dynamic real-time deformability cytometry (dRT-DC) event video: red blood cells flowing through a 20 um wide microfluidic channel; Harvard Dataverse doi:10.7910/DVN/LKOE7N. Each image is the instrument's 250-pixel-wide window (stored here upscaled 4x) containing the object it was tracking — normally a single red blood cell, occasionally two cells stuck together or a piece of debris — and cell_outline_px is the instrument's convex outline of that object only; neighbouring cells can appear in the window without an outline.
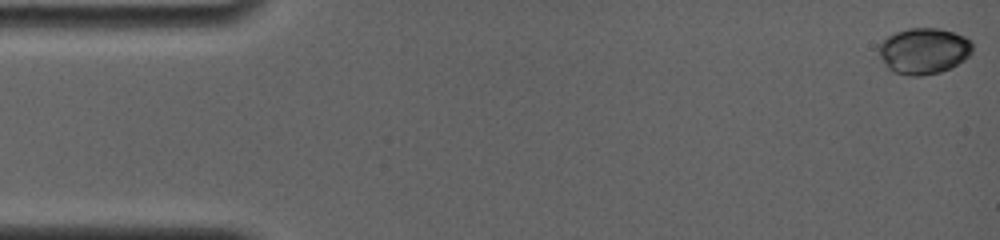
{"species": "common noctule bat (a hibernating species)", "species_latin": "Nyctalus noctula", "temperature_condition": "room temperature", "stored_images_in_passage": 71, "camera_frame_rate_fps": 4000, "um_per_image_px": 0.085, "animal": {"sex": "female", "body_mass_g": 19.0, "forearm_length_mm": 56.7}, "frame": {"image": 1, "passage_image": 1, "time_ms": 0.0, "image_size_px": [1000, 240], "cell_outline_px": [[972, 52], [964, 60], [940, 72], [920, 76], [908, 76], [892, 72], [888, 68], [880, 56], [880, 44], [888, 36], [896, 32], [908, 28], [940, 28], [964, 36], [972, 44]], "centroid_in_image_um": [78.51, 4.33], "position_along_channel_um": 6.5, "area_um2": 24.91}}
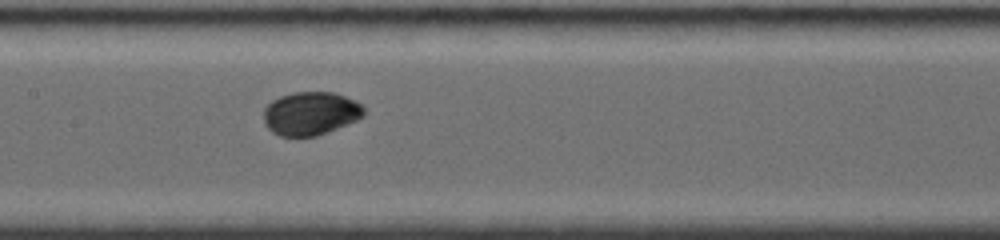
{"frame": {"image": 2, "passage_image": 43, "time_ms": 8.0, "image_size_px": [1000, 240], "cell_outline_px": [[364, 116], [356, 120], [316, 136], [280, 136], [272, 132], [264, 124], [264, 108], [272, 100], [280, 96], [292, 92], [332, 92], [356, 100], [364, 108]], "centroid_in_image_um": [26.38, 9.63], "position_along_channel_um": 181.0, "area_um2": 25.26}}
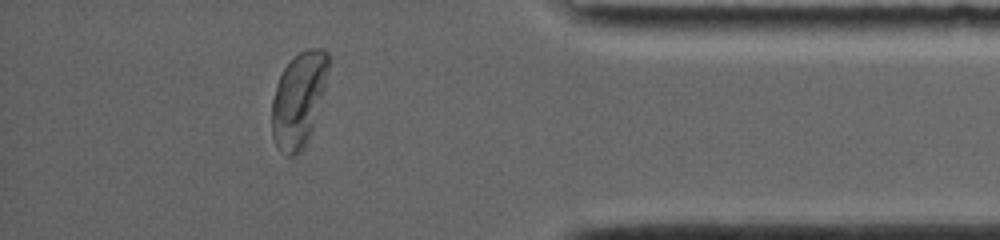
{"frame": {"image": 3, "passage_image": 71, "time_ms": 14.5, "image_size_px": [1000, 240], "cell_outline_px": [[328, 68], [324, 88], [312, 128], [308, 140], [300, 152], [296, 156], [288, 156], [276, 148], [272, 136], [272, 100], [276, 84], [284, 68], [300, 52], [308, 48], [324, 48], [328, 52]], "centroid_in_image_um": [25.36, 8.48], "position_along_channel_um": 409.8, "area_um2": 30.81}, "authors_computed_cell_mechanics": {"area_um2": 25.6054, "velocity_mm_per_s": 3.7877, "shape_relaxation_time_tau1_ms": 2.3185, "shape_relaxation_time_tau2_ms": 1.8087, "deformation_change_tau1": 0.0754, "deformation_change_tau2": 0.0162}}